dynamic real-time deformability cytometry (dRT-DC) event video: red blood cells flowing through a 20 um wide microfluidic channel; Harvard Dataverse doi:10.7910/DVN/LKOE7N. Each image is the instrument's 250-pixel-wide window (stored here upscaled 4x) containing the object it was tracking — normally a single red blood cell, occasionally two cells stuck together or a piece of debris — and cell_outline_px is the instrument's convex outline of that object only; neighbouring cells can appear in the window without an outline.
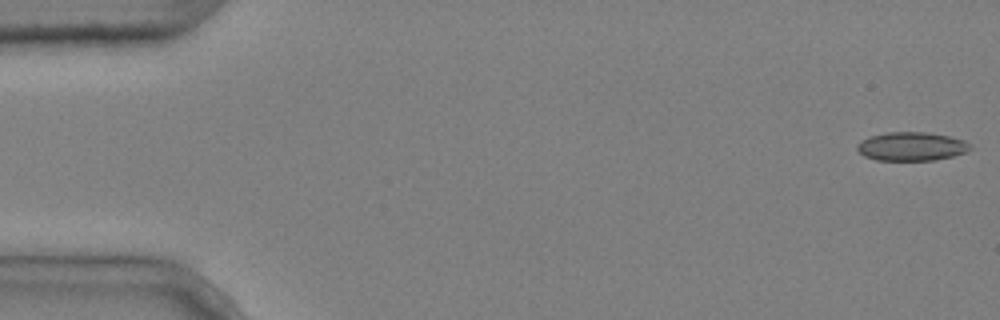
{"species": "common noctule bat (a hibernating species)", "species_latin": "Nyctalus noctula", "temperature_condition": "cold", "stored_images_in_passage": 4, "camera_frame_rate_fps": 3000, "um_per_image_px": 0.085, "animal": {"sex": "male", "body_mass_g": 20.4}, "frame": {"image": 1, "passage_image": 1, "time_ms": 0.0, "image_size_px": [1000, 320], "cell_outline_px": [[972, 148], [964, 152], [952, 156], [936, 160], [876, 160], [864, 156], [856, 148], [856, 144], [868, 136], [888, 132], [928, 132], [948, 136], [964, 140], [972, 144]], "centroid_in_image_um": [77.47, 12.44], "position_along_channel_um": 7.5, "area_um2": 18.96}}
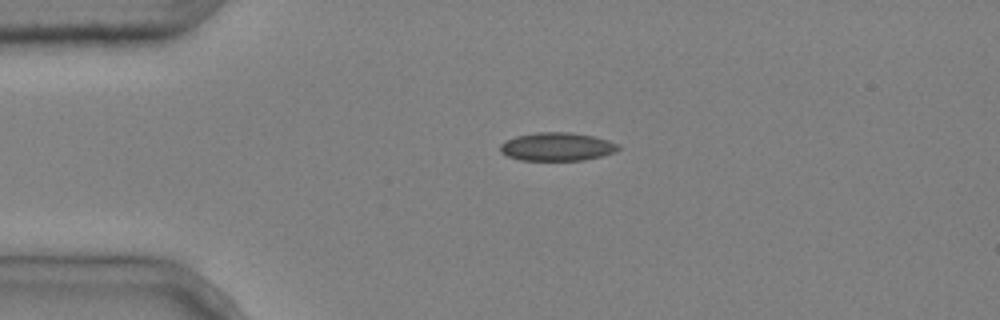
{"frame": {"image": 2, "passage_image": 2, "time_ms": 0.333, "image_size_px": [1000, 320], "cell_outline_px": [[620, 148], [616, 152], [584, 160], [520, 160], [508, 156], [500, 152], [500, 144], [504, 140], [516, 136], [536, 132], [568, 132], [592, 136], [608, 140], [616, 144]], "centroid_in_image_um": [47.31, 12.47], "position_along_channel_um": 37.7, "area_um2": 19.42}}